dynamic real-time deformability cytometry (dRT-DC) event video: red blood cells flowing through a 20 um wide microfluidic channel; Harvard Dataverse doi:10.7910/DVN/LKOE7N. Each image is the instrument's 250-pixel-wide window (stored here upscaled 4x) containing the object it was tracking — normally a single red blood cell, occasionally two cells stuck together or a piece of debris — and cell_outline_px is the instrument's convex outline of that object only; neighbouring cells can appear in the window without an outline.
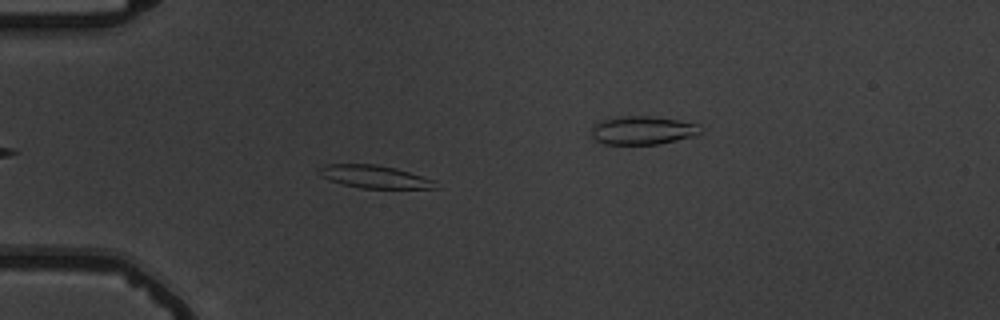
{"species": "common noctule bat (a hibernating species)", "species_latin": "Nyctalus noctula", "temperature_condition": "warm", "stored_images_in_passage": 48, "camera_frame_rate_fps": 3000, "um_per_image_px": 0.085, "animal": {"sex": "male", "body_mass_g": 19.5, "forearm_length_mm": 54.6}, "frame": {"image": 1, "passage_image": 8, "time_ms": 2.333, "image_size_px": [1000, 320], "cell_outline_px": [[436, 188], [360, 188], [344, 184], [320, 176], [316, 172], [316, 168], [324, 164], [376, 164], [396, 168], [436, 180]], "centroid_in_image_um": [31.79, 15.0], "position_along_channel_um": 53.2, "area_um2": 15.49}}
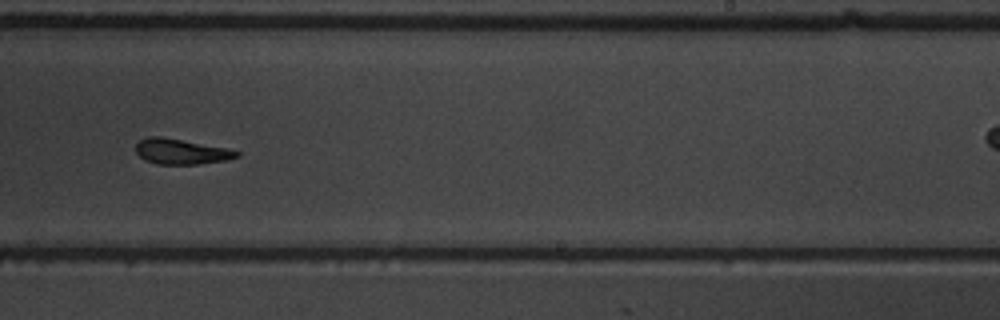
{"frame": {"image": 2, "passage_image": 27, "time_ms": 8.667, "image_size_px": [1000, 320], "cell_outline_px": [[240, 156], [228, 160], [196, 164], [156, 164], [144, 160], [136, 152], [136, 144], [140, 140], [148, 136], [160, 136], [228, 148], [240, 152]], "centroid_in_image_um": [15.4, 12.88], "position_along_channel_um": 273.6, "area_um2": 14.97}}
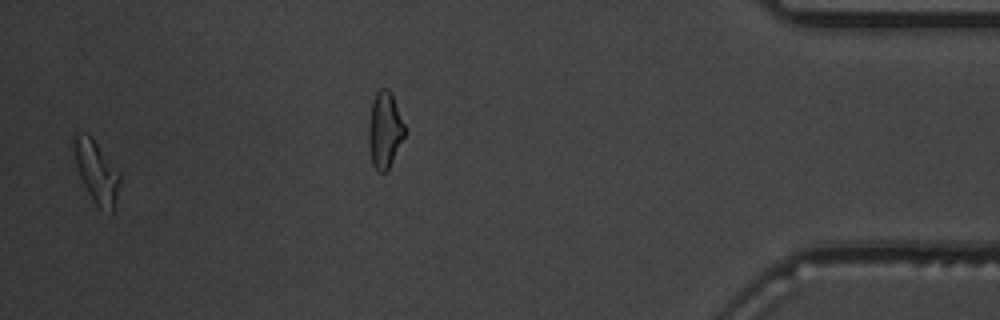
{"frame": {"image": 3, "passage_image": 46, "time_ms": 15.0, "image_size_px": [1000, 320], "cell_outline_px": [[120, 184], [112, 212], [100, 208], [96, 204], [88, 192], [80, 176], [76, 164], [72, 140], [76, 132], [88, 132], [92, 136], [120, 172]], "centroid_in_image_um": [8.19, 14.51], "position_along_channel_um": 427.0, "area_um2": 16.59}, "authors_computed_cell_mechanics": {"area_um2": 15.3748, "velocity_mm_per_s": 3.7017, "shape_relaxation_time_tau1_ms": 9.8286, "shape_relaxation_time_tau2_ms": 4.1674, "deformation_change_tau1": 0.2705, "deformation_change_tau2": 0.1197}}